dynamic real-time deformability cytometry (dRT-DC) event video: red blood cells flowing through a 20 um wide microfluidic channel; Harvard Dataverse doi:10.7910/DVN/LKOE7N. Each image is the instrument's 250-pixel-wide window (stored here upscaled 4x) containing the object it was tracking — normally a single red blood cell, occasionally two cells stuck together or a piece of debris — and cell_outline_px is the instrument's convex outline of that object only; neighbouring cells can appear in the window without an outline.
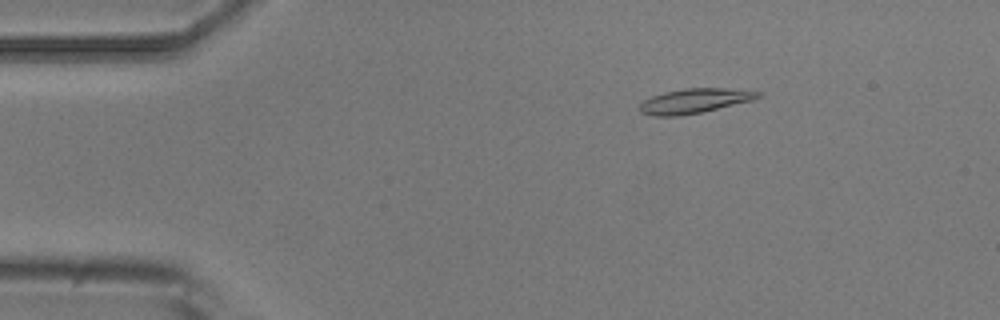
{"species": "common noctule bat (a hibernating species)", "species_latin": "Nyctalus noctula", "temperature_condition": "room temperature", "stored_images_in_passage": 4, "camera_frame_rate_fps": 3000, "um_per_image_px": 0.085, "animal": {"sex": "male", "body_mass_g": 20.5, "forearm_length_mm": 52.5}, "frame": {"image": 1, "passage_image": 3, "time_ms": 2.333, "image_size_px": [1000, 320], "cell_outline_px": [[760, 96], [752, 100], [700, 112], [680, 116], [652, 116], [640, 112], [640, 104], [644, 100], [652, 96], [664, 92], [684, 88], [724, 88], [760, 92]], "centroid_in_image_um": [58.97, 8.57], "position_along_channel_um": 26.0, "area_um2": 16.7}}